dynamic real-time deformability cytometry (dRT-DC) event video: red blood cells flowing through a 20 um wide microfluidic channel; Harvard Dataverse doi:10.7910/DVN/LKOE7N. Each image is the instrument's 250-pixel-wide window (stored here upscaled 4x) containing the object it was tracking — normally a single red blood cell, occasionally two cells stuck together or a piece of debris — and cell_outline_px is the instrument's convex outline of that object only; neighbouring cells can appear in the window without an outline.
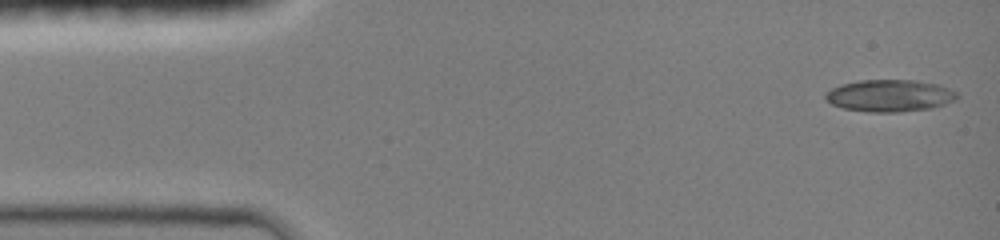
{"species": "common noctule bat (a hibernating species)", "species_latin": "Nyctalus noctula", "temperature_condition": "room temperature", "stored_images_in_passage": 9, "camera_frame_rate_fps": 3000, "um_per_image_px": 0.085, "animal": {"sex": "female", "body_mass_g": 19.0, "forearm_length_mm": 51.5}, "frame": {"image": 1, "passage_image": 1, "time_ms": 0.0, "image_size_px": [1000, 240], "cell_outline_px": [[960, 96], [956, 100], [932, 108], [900, 112], [868, 112], [844, 108], [832, 104], [824, 96], [824, 92], [832, 88], [844, 84], [860, 80], [916, 80], [936, 84], [948, 88], [956, 92]], "centroid_in_image_um": [75.64, 8.13], "position_along_channel_um": 9.4, "area_um2": 24.51}}
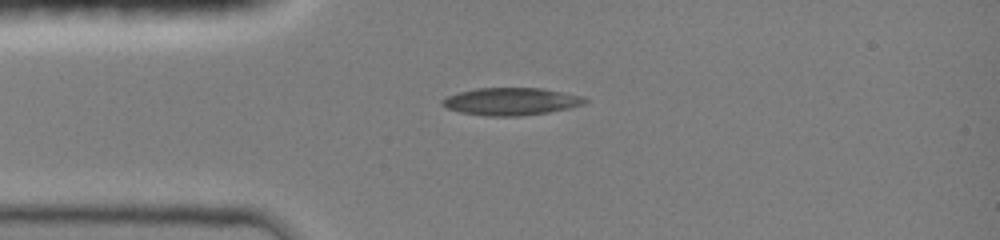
{"frame": {"image": 2, "passage_image": 6, "time_ms": 3.0, "image_size_px": [1000, 240], "cell_outline_px": [[588, 100], [584, 104], [568, 108], [548, 112], [520, 116], [488, 116], [460, 112], [448, 108], [440, 104], [440, 100], [448, 96], [460, 92], [476, 88], [540, 88], [584, 96]], "centroid_in_image_um": [43.44, 8.62], "position_along_channel_um": 41.6, "area_um2": 22.72}}
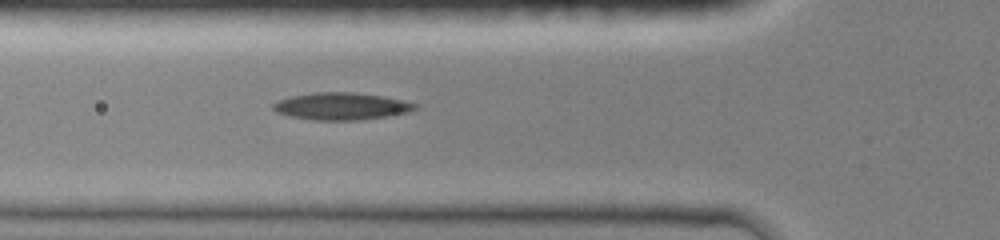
{"frame": {"image": 3, "passage_image": 9, "time_ms": 4.667, "image_size_px": [1000, 240], "cell_outline_px": [[416, 108], [408, 112], [388, 116], [356, 120], [312, 120], [288, 116], [276, 112], [272, 108], [272, 104], [280, 100], [292, 96], [316, 92], [352, 92], [380, 96], [400, 100], [416, 104]], "centroid_in_image_um": [28.96, 9.04], "position_along_channel_um": 96.8, "area_um2": 22.2}}